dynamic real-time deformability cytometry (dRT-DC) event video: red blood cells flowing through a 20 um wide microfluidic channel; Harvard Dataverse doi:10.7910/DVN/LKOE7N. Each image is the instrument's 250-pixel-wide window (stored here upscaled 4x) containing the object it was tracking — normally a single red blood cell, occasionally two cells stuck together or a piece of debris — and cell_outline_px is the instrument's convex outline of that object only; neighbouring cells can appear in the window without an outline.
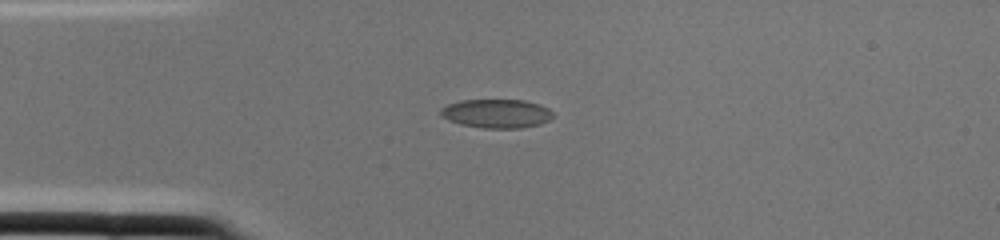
{"species": "common noctule bat (a hibernating species)", "species_latin": "Nyctalus noctula", "temperature_condition": "cold", "stored_images_in_passage": 1, "camera_frame_rate_fps": 3000, "um_per_image_px": 0.085, "animal": {"sex": "female", "body_mass_g": 22.0, "forearm_length_mm": 56.7}, "frame": {"image": 1, "passage_image": 1, "time_ms": 0.0, "image_size_px": [1000, 240], "cell_outline_px": [[552, 116], [548, 120], [540, 124], [520, 128], [484, 128], [460, 124], [448, 120], [440, 116], [440, 108], [448, 104], [460, 100], [524, 100], [540, 104], [548, 108], [552, 112]], "centroid_in_image_um": [42.17, 9.65], "position_along_channel_um": 42.8, "area_um2": 18.9}}